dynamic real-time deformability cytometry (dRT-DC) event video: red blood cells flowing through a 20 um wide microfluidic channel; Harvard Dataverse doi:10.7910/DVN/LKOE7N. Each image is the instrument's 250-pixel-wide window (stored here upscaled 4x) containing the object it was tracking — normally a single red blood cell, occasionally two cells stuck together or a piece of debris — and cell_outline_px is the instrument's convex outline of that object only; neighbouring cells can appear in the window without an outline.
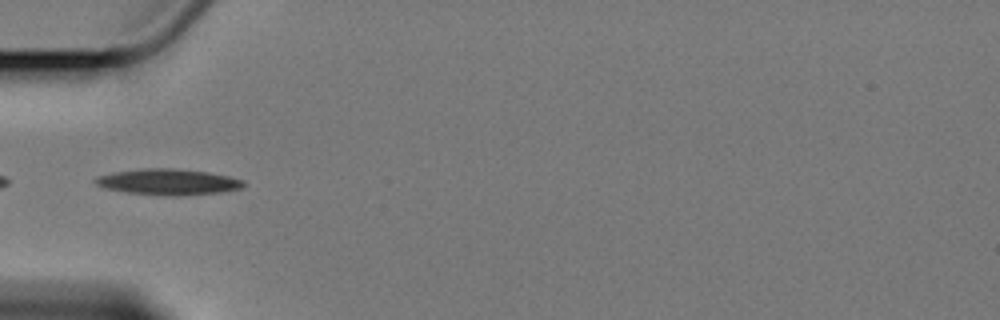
{"species": "Egyptian fruit bat (a non-hibernating species)", "species_latin": "Rousettus aegyptiacus", "temperature_condition": "cold", "stored_images_in_passage": 3, "camera_frame_rate_fps": 3000, "um_per_image_px": 0.085, "animal": {"sex": "female"}, "frame": {"image": 1, "passage_image": 2, "time_ms": 1.667, "image_size_px": [1000, 320], "cell_outline_px": [[244, 184], [240, 188], [220, 192], [172, 196], [128, 192], [104, 188], [96, 184], [92, 180], [100, 176], [116, 172], [144, 168], [172, 168], [208, 172], [228, 176], [244, 180]], "centroid_in_image_um": [14.29, 15.45], "position_along_channel_um": 70.7, "area_um2": 22.02}}